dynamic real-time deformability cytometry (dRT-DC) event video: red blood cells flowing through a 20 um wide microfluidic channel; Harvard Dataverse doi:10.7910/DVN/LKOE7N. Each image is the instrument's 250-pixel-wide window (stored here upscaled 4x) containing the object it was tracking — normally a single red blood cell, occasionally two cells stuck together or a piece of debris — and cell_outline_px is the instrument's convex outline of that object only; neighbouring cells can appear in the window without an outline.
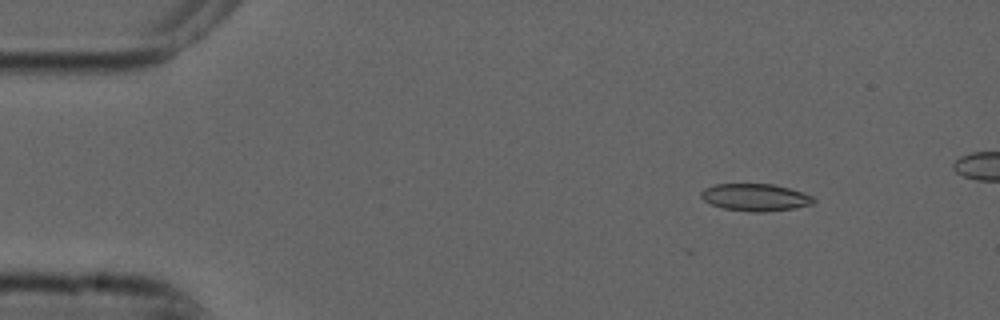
{"species": "common noctule bat (a hibernating species)", "species_latin": "Nyctalus noctula", "temperature_condition": "cold", "stored_images_in_passage": 5, "camera_frame_rate_fps": 3000, "um_per_image_px": 0.085, "animal": {"sex": "male", "forearm_length_mm": 52.5}, "frame": {"image": 1, "passage_image": 2, "time_ms": 0.333, "image_size_px": [1000, 320], "cell_outline_px": [[816, 200], [812, 204], [796, 208], [764, 212], [752, 212], [724, 208], [712, 204], [704, 200], [700, 196], [700, 192], [704, 188], [716, 184], [772, 184], [788, 188], [812, 196]], "centroid_in_image_um": [64.19, 16.77], "position_along_channel_um": 20.8, "area_um2": 17.74}}